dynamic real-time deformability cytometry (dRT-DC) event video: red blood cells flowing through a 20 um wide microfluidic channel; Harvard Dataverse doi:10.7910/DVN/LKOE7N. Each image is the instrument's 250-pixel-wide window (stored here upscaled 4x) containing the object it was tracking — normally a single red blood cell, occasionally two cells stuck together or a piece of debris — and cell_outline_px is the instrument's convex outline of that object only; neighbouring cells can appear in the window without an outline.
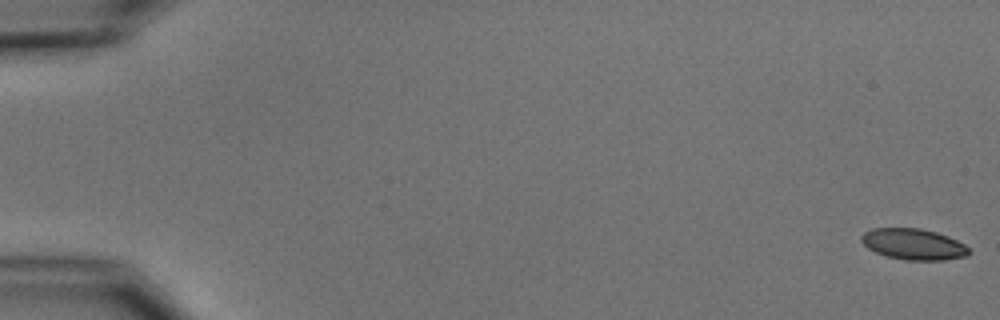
{"species": "common noctule bat (a hibernating species)", "species_latin": "Nyctalus noctula", "temperature_condition": "cold", "stored_images_in_passage": 8, "camera_frame_rate_fps": 3000, "um_per_image_px": 0.085, "animal": {"sex": "male", "body_mass_g": 15.6}, "frame": {"image": 1, "passage_image": 1, "time_ms": 0.0, "image_size_px": [1000, 320], "cell_outline_px": [[972, 252], [968, 256], [944, 260], [904, 260], [888, 256], [876, 252], [868, 248], [860, 240], [860, 236], [864, 232], [872, 228], [920, 228], [936, 232], [948, 236], [964, 244]], "centroid_in_image_um": [77.66, 20.75], "position_along_channel_um": 7.3, "area_um2": 19.54}}
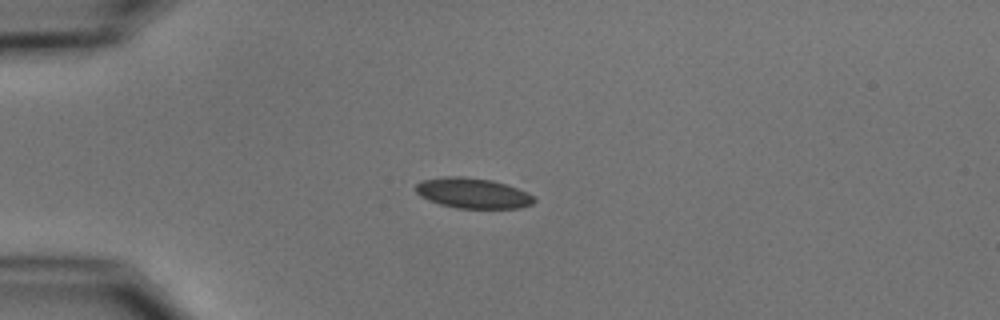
{"frame": {"image": 2, "passage_image": 4, "time_ms": 4.667, "image_size_px": [1000, 320], "cell_outline_px": [[536, 200], [532, 204], [520, 208], [456, 208], [440, 204], [428, 200], [420, 196], [416, 192], [416, 184], [420, 180], [444, 176], [460, 176], [492, 180], [528, 192]], "centroid_in_image_um": [40.16, 16.41], "position_along_channel_um": 44.8, "area_um2": 20.92}}